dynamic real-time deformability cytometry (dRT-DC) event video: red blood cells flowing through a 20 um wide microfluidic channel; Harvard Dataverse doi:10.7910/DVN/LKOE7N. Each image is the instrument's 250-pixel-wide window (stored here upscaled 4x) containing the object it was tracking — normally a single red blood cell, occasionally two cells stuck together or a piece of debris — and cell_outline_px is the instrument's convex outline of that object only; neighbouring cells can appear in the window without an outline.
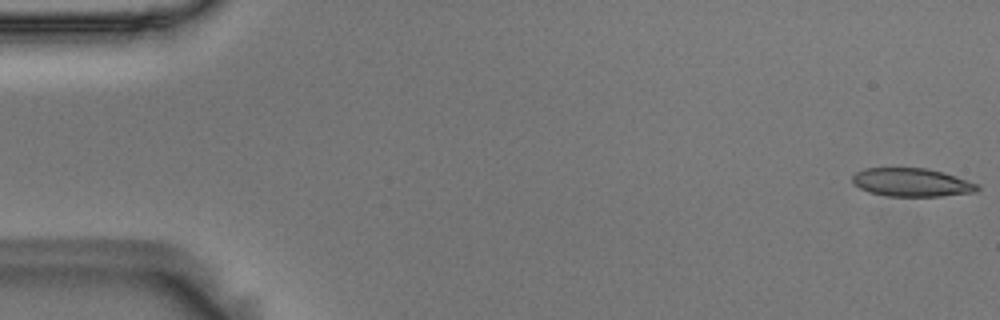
{"species": "Egyptian fruit bat (a non-hibernating species)", "species_latin": "Rousettus aegyptiacus", "temperature_condition": "room temperature", "stored_images_in_passage": 52, "camera_frame_rate_fps": 3000, "um_per_image_px": 0.085, "animal": {"sex": "male"}, "frame": {"image": 1, "passage_image": 1, "time_ms": 0.0, "image_size_px": [1000, 320], "cell_outline_px": [[980, 188], [976, 192], [940, 196], [888, 196], [868, 192], [860, 188], [852, 180], [852, 176], [856, 172], [864, 168], [928, 168], [944, 172], [980, 184]], "centroid_in_image_um": [77.53, 15.5], "position_along_channel_um": 7.5, "area_um2": 20.75}}
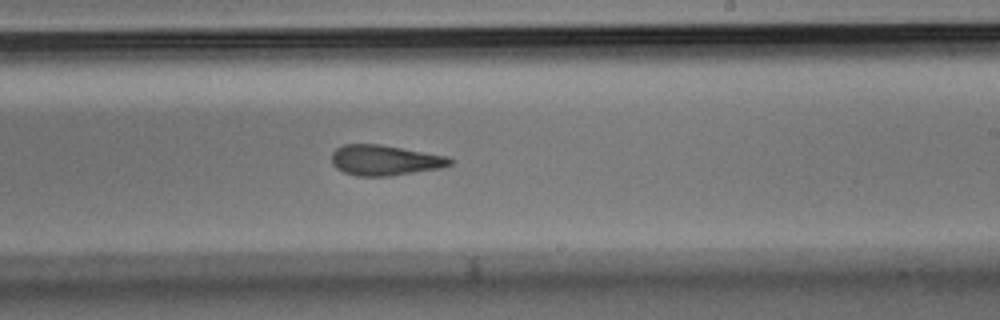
{"frame": {"image": 2, "passage_image": 33, "time_ms": 10.667, "image_size_px": [1000, 320], "cell_outline_px": [[456, 160], [452, 164], [440, 168], [388, 176], [356, 176], [344, 172], [336, 168], [332, 164], [332, 152], [336, 148], [344, 144], [380, 144], [448, 156]], "centroid_in_image_um": [32.72, 13.61], "position_along_channel_um": 256.3, "area_um2": 21.04}}
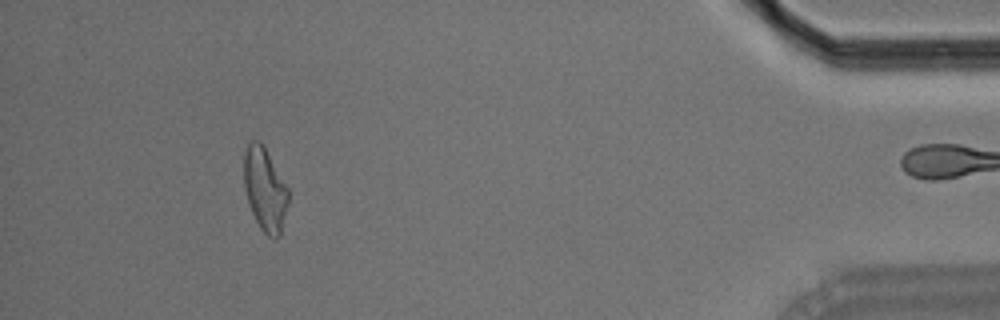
{"frame": {"image": 3, "passage_image": 51, "time_ms": 16.667, "image_size_px": [1000, 320], "cell_outline_px": [[288, 204], [280, 236], [276, 240], [268, 236], [260, 228], [252, 212], [244, 188], [244, 152], [248, 144], [252, 140], [260, 140], [264, 144], [288, 188]], "centroid_in_image_um": [22.52, 16.08], "position_along_channel_um": 412.7, "area_um2": 21.68}, "authors_computed_cell_mechanics": {"area_um2": 21.5305, "velocity_mm_per_s": 3.6264, "shape_relaxation_time_tau1_ms": null, "shape_relaxation_time_tau2_ms": 3.9201, "deformation_change_tau1": null, "deformation_change_tau2": 0.1316}}